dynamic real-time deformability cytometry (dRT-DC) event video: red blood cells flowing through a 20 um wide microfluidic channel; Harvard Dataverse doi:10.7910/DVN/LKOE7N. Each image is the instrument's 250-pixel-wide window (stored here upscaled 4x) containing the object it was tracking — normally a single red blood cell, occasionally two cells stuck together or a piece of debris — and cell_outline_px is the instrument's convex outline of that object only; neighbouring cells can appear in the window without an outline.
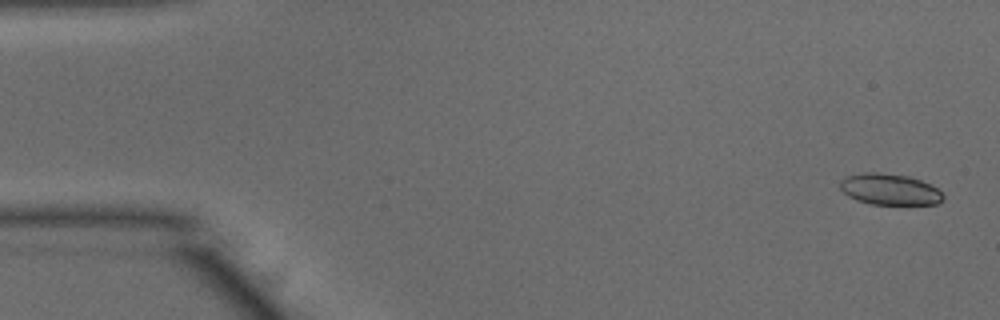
{"species": "common noctule bat (a hibernating species)", "species_latin": "Nyctalus noctula", "temperature_condition": "warm", "stored_images_in_passage": 53, "camera_frame_rate_fps": 3000, "um_per_image_px": 0.085, "animal": {"sex": "male", "body_mass_g": 15.6}, "frame": {"image": 1, "passage_image": 2, "time_ms": 0.333, "image_size_px": [1000, 320], "cell_outline_px": [[944, 196], [936, 204], [868, 204], [856, 200], [848, 196], [840, 188], [840, 180], [844, 176], [864, 172], [876, 172], [908, 176], [932, 184]], "centroid_in_image_um": [75.57, 16.08], "position_along_channel_um": 9.4, "area_um2": 18.73}}
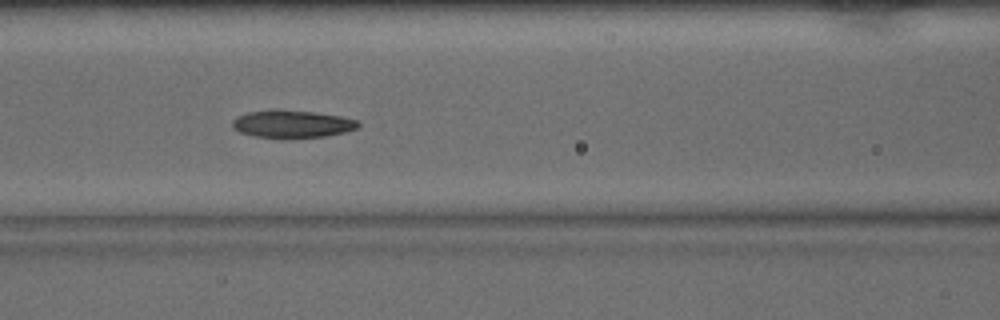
{"frame": {"image": 2, "passage_image": 22, "time_ms": 7.0, "image_size_px": [1000, 320], "cell_outline_px": [[360, 124], [356, 128], [344, 132], [328, 136], [292, 140], [284, 140], [256, 136], [240, 132], [232, 128], [232, 120], [236, 116], [248, 112], [276, 108], [312, 112], [340, 116], [360, 120]], "centroid_in_image_um": [24.81, 10.56], "position_along_channel_um": 141.8, "area_um2": 21.04}}
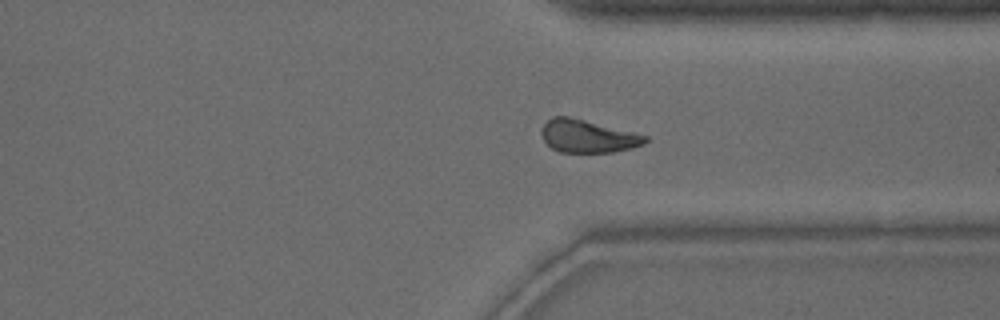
{"frame": {"image": 3, "passage_image": 39, "time_ms": 12.667, "image_size_px": [1000, 320], "cell_outline_px": [[648, 140], [644, 144], [632, 148], [612, 152], [560, 152], [552, 148], [544, 140], [540, 132], [544, 124], [552, 116], [568, 116], [648, 136]], "centroid_in_image_um": [49.94, 11.58], "position_along_channel_um": 361.5, "area_um2": 19.59}}